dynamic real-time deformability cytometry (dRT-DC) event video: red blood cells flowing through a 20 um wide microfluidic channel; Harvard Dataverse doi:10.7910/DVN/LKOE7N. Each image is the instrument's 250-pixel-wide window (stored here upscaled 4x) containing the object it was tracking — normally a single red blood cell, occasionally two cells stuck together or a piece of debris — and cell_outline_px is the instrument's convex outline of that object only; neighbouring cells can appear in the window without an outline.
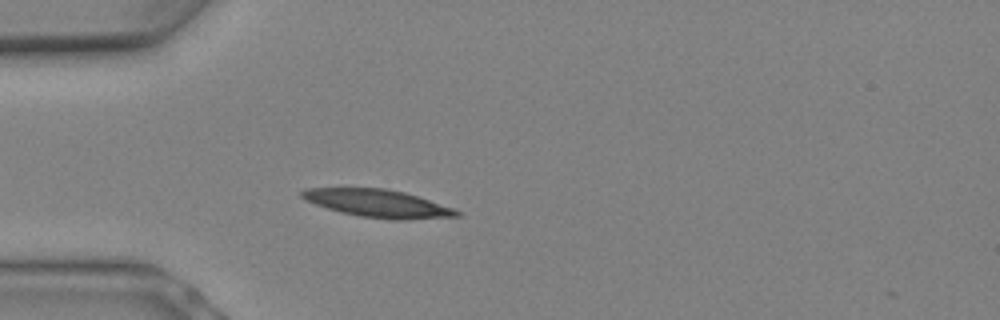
{"species": "Egyptian fruit bat (a non-hibernating species)", "species_latin": "Rousettus aegyptiacus", "temperature_condition": "warm", "stored_images_in_passage": 9, "camera_frame_rate_fps": 3000, "um_per_image_px": 0.085, "animal": {"sex": "female"}, "frame": {"image": 1, "passage_image": 6, "time_ms": 1.667, "image_size_px": [1000, 320], "cell_outline_px": [[460, 216], [408, 220], [396, 220], [360, 216], [340, 212], [304, 200], [300, 196], [300, 192], [304, 188], [388, 188], [404, 192], [452, 208], [460, 212]], "centroid_in_image_um": [32.08, 17.29], "position_along_channel_um": 52.9, "area_um2": 24.85}}
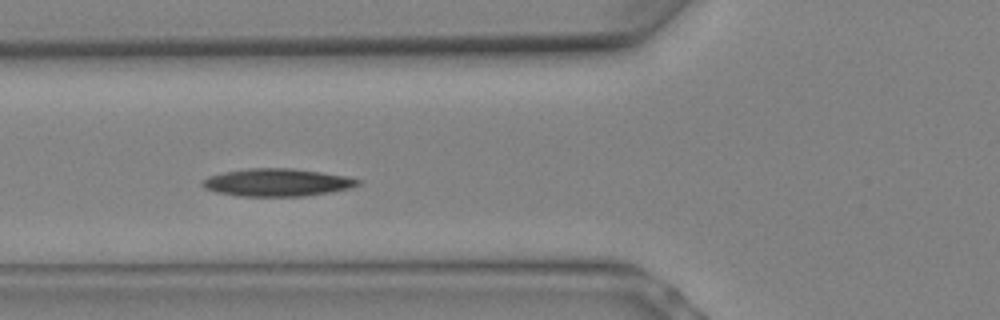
{"frame": {"image": 2, "passage_image": 8, "time_ms": 2.333, "image_size_px": [1000, 320], "cell_outline_px": [[360, 184], [348, 188], [332, 192], [304, 196], [236, 196], [216, 192], [204, 188], [200, 184], [200, 180], [208, 176], [224, 172], [248, 168], [292, 168], [348, 176], [360, 180]], "centroid_in_image_um": [23.51, 15.51], "position_along_channel_um": 102.3, "area_um2": 25.2}}